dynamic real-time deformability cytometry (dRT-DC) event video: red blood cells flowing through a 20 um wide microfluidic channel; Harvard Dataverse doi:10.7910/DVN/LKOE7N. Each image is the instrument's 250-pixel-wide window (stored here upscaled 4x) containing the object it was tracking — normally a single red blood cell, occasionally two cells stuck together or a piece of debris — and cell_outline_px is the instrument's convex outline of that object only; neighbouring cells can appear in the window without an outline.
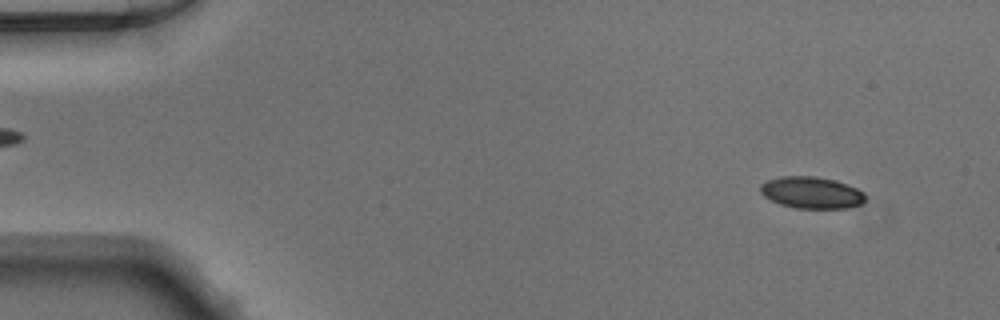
{"species": "Egyptian fruit bat (a non-hibernating species)", "species_latin": "Rousettus aegyptiacus", "temperature_condition": "warm", "stored_images_in_passage": 50, "camera_frame_rate_fps": 3000, "um_per_image_px": 0.085, "animal": {"sex": "male"}, "frame": {"image": 1, "passage_image": 4, "time_ms": 1.0, "image_size_px": [1000, 320], "cell_outline_px": [[864, 200], [860, 204], [848, 208], [796, 208], [780, 204], [764, 196], [760, 192], [760, 184], [768, 180], [780, 176], [816, 176], [836, 180], [848, 184], [864, 192]], "centroid_in_image_um": [68.97, 16.36], "position_along_channel_um": 16.0, "area_um2": 19.42}}
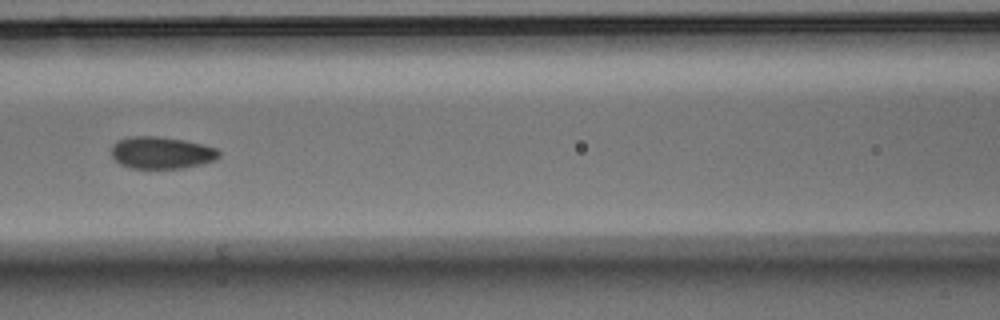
{"frame": {"image": 2, "passage_image": 22, "time_ms": 7.0, "image_size_px": [1000, 320], "cell_outline_px": [[220, 156], [216, 160], [184, 168], [132, 168], [120, 164], [112, 156], [112, 144], [116, 140], [128, 136], [160, 136], [184, 140], [204, 144], [216, 148], [220, 152]], "centroid_in_image_um": [13.72, 12.96], "position_along_channel_um": 152.9, "area_um2": 20.29}}
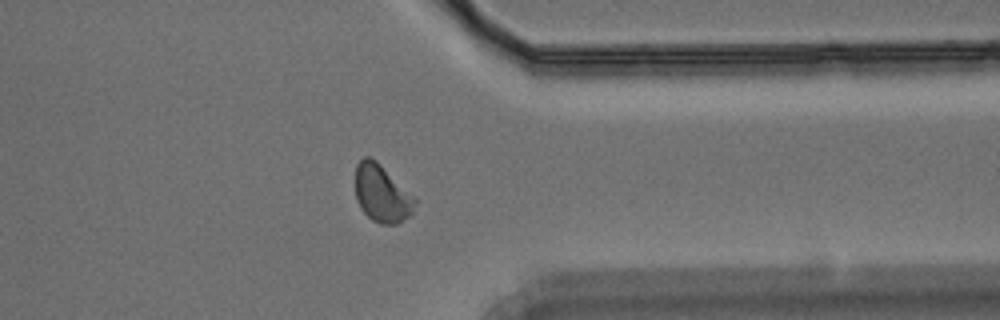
{"frame": {"image": 3, "passage_image": 39, "time_ms": 12.667, "image_size_px": [1000, 320], "cell_outline_px": [[416, 204], [412, 212], [408, 216], [396, 224], [380, 224], [372, 220], [360, 208], [356, 200], [356, 164], [364, 156], [368, 156], [376, 160], [416, 196]], "centroid_in_image_um": [32.47, 16.44], "position_along_channel_um": 378.9, "area_um2": 20.11}}